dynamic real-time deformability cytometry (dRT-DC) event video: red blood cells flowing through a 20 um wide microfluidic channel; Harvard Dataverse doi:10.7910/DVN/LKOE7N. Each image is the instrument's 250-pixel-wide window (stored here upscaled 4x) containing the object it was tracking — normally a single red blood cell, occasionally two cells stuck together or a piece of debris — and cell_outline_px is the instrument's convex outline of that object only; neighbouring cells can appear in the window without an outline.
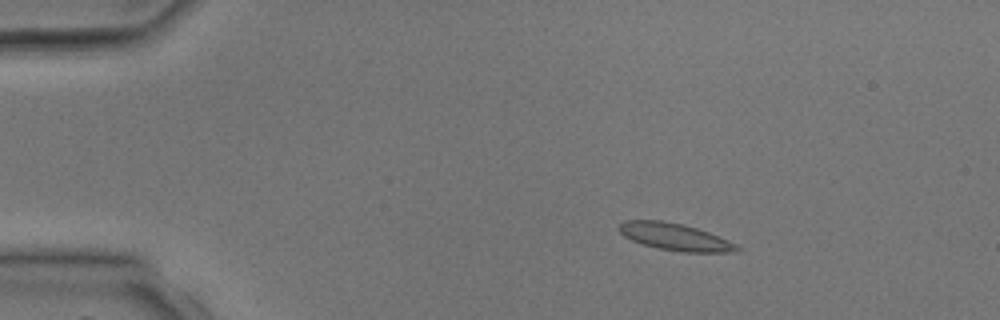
{"species": "common noctule bat (a hibernating species)", "species_latin": "Nyctalus noctula", "temperature_condition": "room temperature", "stored_images_in_passage": 3, "camera_frame_rate_fps": 3000, "um_per_image_px": 0.085, "animal": {"sex": "male", "body_mass_g": 17.9, "forearm_length_mm": 54.2}, "frame": {"image": 1, "passage_image": 2, "time_ms": 1.0, "image_size_px": [1000, 320], "cell_outline_px": [[740, 248], [736, 252], [680, 252], [660, 248], [644, 244], [632, 240], [624, 236], [620, 232], [620, 224], [624, 220], [660, 220], [680, 224], [696, 228], [708, 232], [728, 240], [736, 244]], "centroid_in_image_um": [57.38, 20.13], "position_along_channel_um": 27.6, "area_um2": 18.26}}
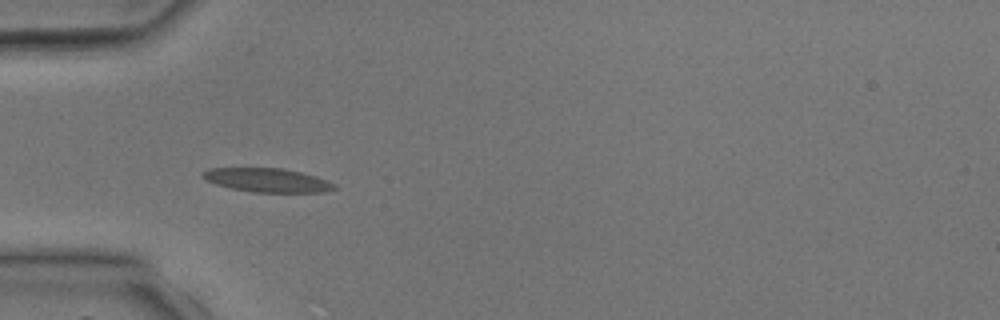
{"frame": {"image": 2, "passage_image": 3, "time_ms": 3.0, "image_size_px": [1000, 320], "cell_outline_px": [[336, 188], [324, 192], [252, 192], [232, 188], [216, 184], [200, 176], [208, 168], [284, 168], [316, 176], [336, 184]], "centroid_in_image_um": [22.74, 15.31], "position_along_channel_um": 62.3, "area_um2": 18.15}}